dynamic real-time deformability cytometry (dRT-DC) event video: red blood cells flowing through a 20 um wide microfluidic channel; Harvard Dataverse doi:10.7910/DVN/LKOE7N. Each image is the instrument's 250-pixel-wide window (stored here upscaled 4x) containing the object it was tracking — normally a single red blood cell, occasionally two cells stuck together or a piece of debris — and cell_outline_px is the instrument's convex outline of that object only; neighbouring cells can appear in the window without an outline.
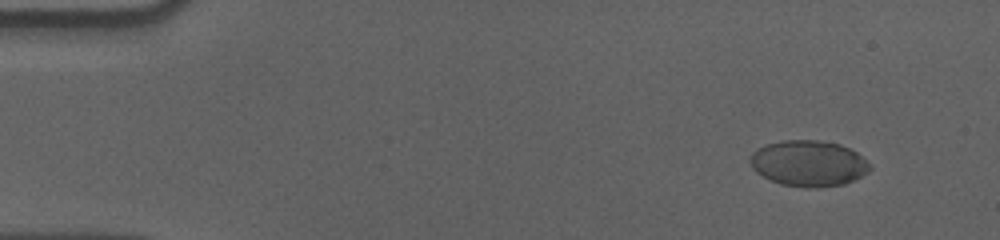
{"species": "human", "species_latin": "Homo sapiens", "temperature_condition": "cold", "stored_images_in_passage": 58, "camera_frame_rate_fps": 3000, "um_per_image_px": 0.085, "donor": {"sex": "male"}, "frame": {"image": 1, "passage_image": 6, "time_ms": 1.667, "image_size_px": [1000, 240], "cell_outline_px": [[872, 168], [868, 172], [856, 180], [844, 184], [816, 188], [808, 188], [780, 184], [756, 172], [752, 168], [752, 152], [768, 144], [784, 140], [820, 140], [840, 144], [856, 152], [872, 164]], "centroid_in_image_um": [68.79, 13.9], "position_along_channel_um": 16.2, "area_um2": 32.02}}
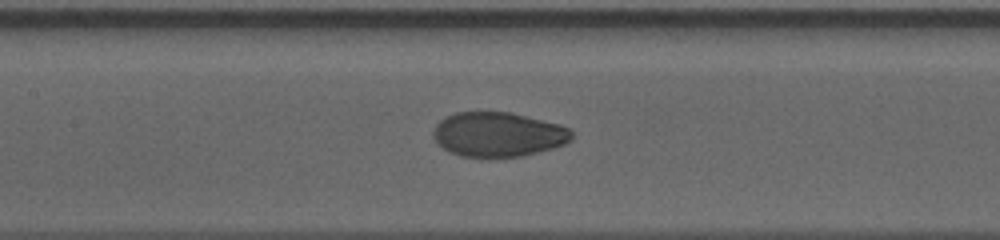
{"frame": {"image": 2, "passage_image": 28, "time_ms": 9.0, "image_size_px": [1000, 240], "cell_outline_px": [[572, 140], [564, 144], [552, 148], [524, 156], [460, 156], [448, 152], [432, 136], [432, 132], [436, 124], [444, 116], [456, 112], [508, 112], [560, 124], [568, 128], [572, 132]], "centroid_in_image_um": [42.32, 11.42], "position_along_channel_um": 165.1, "area_um2": 35.78}}
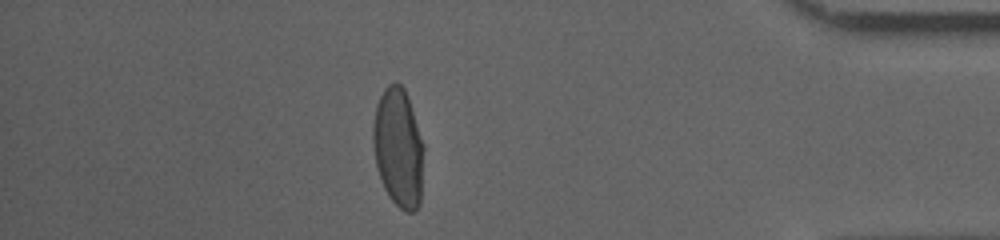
{"frame": {"image": 3, "passage_image": 51, "time_ms": 16.667, "image_size_px": [1000, 240], "cell_outline_px": [[424, 148], [420, 204], [412, 212], [404, 212], [388, 196], [384, 188], [376, 164], [372, 140], [372, 124], [376, 104], [384, 88], [388, 84], [396, 80], [404, 88], [408, 96], [424, 144]], "centroid_in_image_um": [33.86, 12.52], "position_along_channel_um": 401.3, "area_um2": 35.6}, "authors_computed_cell_mechanics": {"area_um2": 35.4603, "velocity_mm_per_s": 3.5854, "shape_relaxation_time_tau1_ms": 5.1591, "shape_relaxation_time_tau2_ms": null, "deformation_change_tau1": 0.2015, "deformation_change_tau2": null}}